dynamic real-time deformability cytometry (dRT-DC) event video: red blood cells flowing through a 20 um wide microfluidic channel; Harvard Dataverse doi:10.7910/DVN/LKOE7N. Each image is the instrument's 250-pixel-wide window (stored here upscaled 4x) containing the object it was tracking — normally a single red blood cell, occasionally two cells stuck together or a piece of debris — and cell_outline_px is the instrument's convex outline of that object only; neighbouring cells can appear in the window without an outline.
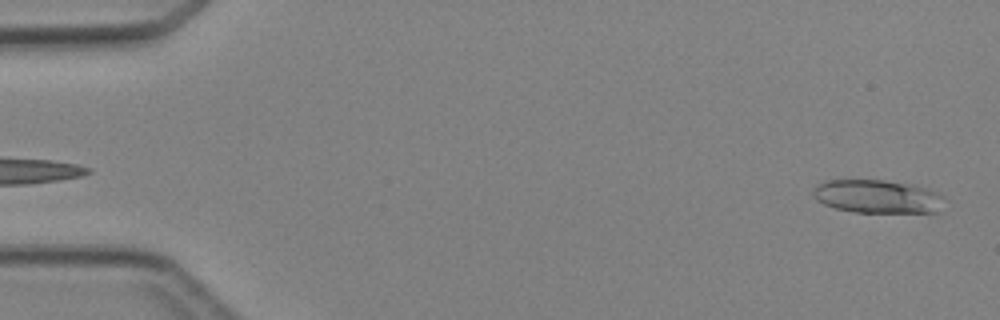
{"species": "Egyptian fruit bat (a non-hibernating species)", "species_latin": "Rousettus aegyptiacus", "temperature_condition": "cold", "stored_images_in_passage": 5, "segment_of_instrument_passage": [2, 2], "camera_frame_rate_fps": 3000, "um_per_image_px": 0.085, "animal": {"sex": "female"}, "frame": {"image": 1, "passage_image": 5, "time_ms": 5.333, "image_size_px": [1000, 320], "cell_outline_px": [[944, 196], [936, 212], [852, 212], [836, 208], [824, 204], [816, 200], [812, 196], [812, 188], [816, 184], [824, 180], [884, 180], [912, 184], [928, 188], [940, 192]], "centroid_in_image_um": [74.52, 16.68], "position_along_channel_um": 10.5, "area_um2": 25.66}}